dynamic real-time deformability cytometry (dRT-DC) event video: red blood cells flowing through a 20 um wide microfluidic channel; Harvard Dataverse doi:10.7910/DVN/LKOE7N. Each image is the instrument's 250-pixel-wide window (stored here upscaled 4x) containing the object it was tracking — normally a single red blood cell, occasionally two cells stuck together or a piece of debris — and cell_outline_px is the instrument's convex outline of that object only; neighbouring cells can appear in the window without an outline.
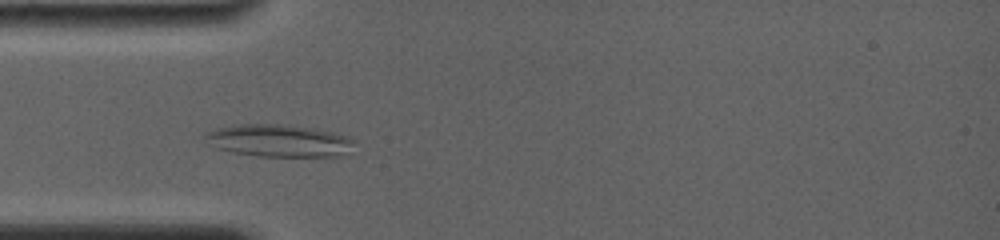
{"species": "common noctule bat (a hibernating species)", "species_latin": "Nyctalus noctula", "temperature_condition": "room temperature", "stored_images_in_passage": 10, "camera_frame_rate_fps": 4000, "um_per_image_px": 0.085, "animal": {"sex": "female", "body_mass_g": 19.0, "forearm_length_mm": 56.7}, "frame": {"image": 1, "passage_image": 6, "time_ms": 2.25, "image_size_px": [1000, 240], "cell_outline_px": [[356, 140], [340, 156], [256, 156], [232, 152], [216, 148], [204, 136], [204, 132], [216, 128], [236, 124], [276, 124], [316, 128], [348, 136]], "centroid_in_image_um": [23.66, 11.94], "position_along_channel_um": 61.3, "area_um2": 27.92}}
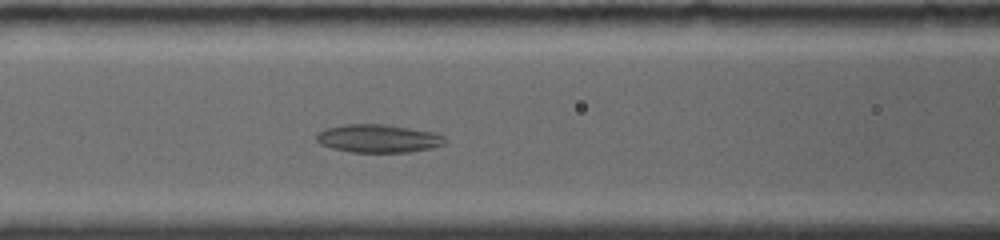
{"frame": {"image": 2, "passage_image": 10, "time_ms": 4.25, "image_size_px": [1000, 240], "cell_outline_px": [[444, 144], [428, 148], [408, 152], [352, 152], [332, 148], [320, 144], [316, 140], [316, 132], [324, 128], [344, 124], [384, 124], [432, 132], [444, 136]], "centroid_in_image_um": [32.06, 11.76], "position_along_channel_um": 134.5, "area_um2": 20.92}}